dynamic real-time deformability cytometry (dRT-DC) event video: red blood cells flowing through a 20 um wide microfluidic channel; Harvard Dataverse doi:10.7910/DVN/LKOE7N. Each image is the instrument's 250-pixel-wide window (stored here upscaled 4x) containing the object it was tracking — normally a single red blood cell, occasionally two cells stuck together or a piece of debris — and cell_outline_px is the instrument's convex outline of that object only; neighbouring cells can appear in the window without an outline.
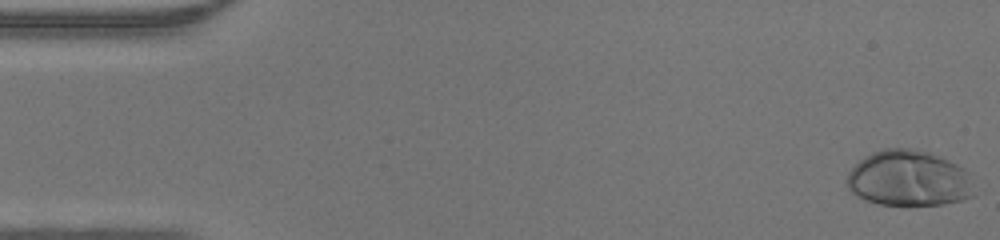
{"species": "human", "species_latin": "Homo sapiens", "temperature_condition": "warm", "stored_images_in_passage": 47, "camera_frame_rate_fps": 3000, "um_per_image_px": 0.085, "donor": {"sex": "male"}, "frame": {"image": 1, "passage_image": 1, "time_ms": 0.0, "image_size_px": [1000, 240], "cell_outline_px": [[976, 196], [964, 200], [944, 204], [880, 204], [864, 200], [856, 196], [848, 188], [844, 180], [848, 172], [864, 156], [872, 152], [884, 148], [908, 148], [928, 152], [940, 156], [964, 168], [968, 172]], "centroid_in_image_um": [77.24, 15.16], "position_along_channel_um": 7.8, "area_um2": 41.62}}
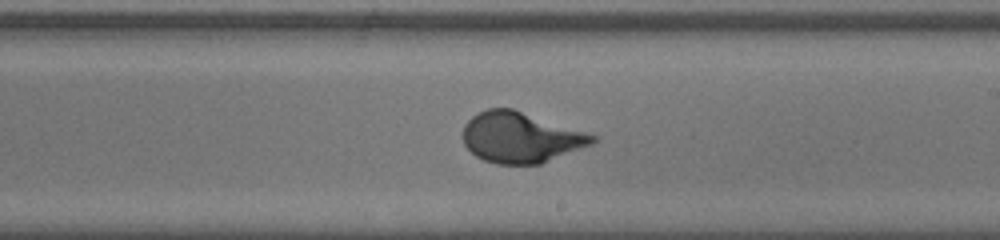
{"frame": {"image": 2, "passage_image": 27, "time_ms": 8.667, "image_size_px": [1000, 240], "cell_outline_px": [[600, 136], [592, 144], [540, 164], [496, 164], [484, 160], [476, 156], [464, 144], [464, 124], [472, 116], [488, 108], [512, 108]], "centroid_in_image_um": [44.28, 11.68], "position_along_channel_um": 244.7, "area_um2": 38.09}}
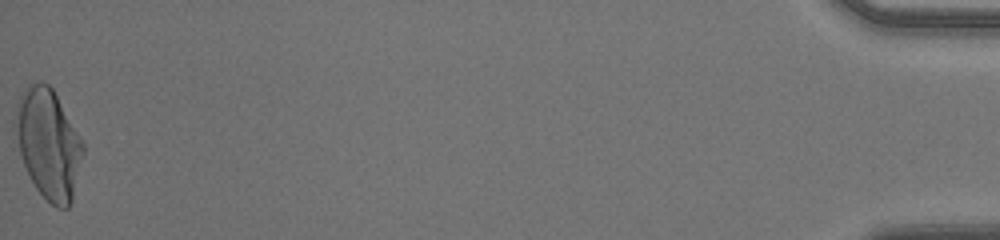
{"frame": {"image": 3, "passage_image": 47, "time_ms": 15.333, "image_size_px": [1000, 240], "cell_outline_px": [[84, 152], [72, 204], [68, 208], [56, 208], [36, 188], [20, 156], [12, 124], [12, 120], [16, 104], [20, 96], [32, 84], [40, 80], [48, 84], [52, 88], [84, 144]], "centroid_in_image_um": [4.1, 12.24], "position_along_channel_um": 431.1, "area_um2": 43.29}}